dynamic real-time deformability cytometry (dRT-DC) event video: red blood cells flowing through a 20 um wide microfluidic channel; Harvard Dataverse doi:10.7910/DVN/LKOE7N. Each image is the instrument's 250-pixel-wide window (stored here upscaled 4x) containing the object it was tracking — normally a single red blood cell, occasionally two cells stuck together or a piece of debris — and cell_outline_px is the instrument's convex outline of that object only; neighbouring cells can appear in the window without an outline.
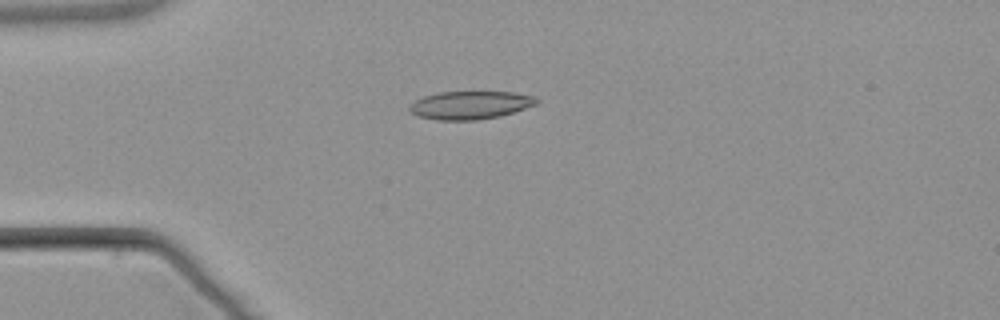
{"species": "common noctule bat (a hibernating species)", "species_latin": "Nyctalus noctula", "temperature_condition": "warm", "stored_images_in_passage": 6, "camera_frame_rate_fps": 3000, "um_per_image_px": 0.085, "animal": {"sex": "male", "body_mass_g": 21.5, "forearm_length_mm": 52.0}, "frame": {"image": 1, "passage_image": 4, "time_ms": 3.667, "image_size_px": [1000, 320], "cell_outline_px": [[540, 100], [536, 104], [500, 116], [476, 120], [436, 120], [420, 116], [408, 112], [408, 108], [416, 100], [424, 96], [440, 92], [512, 92], [536, 96]], "centroid_in_image_um": [39.97, 8.93], "position_along_channel_um": 45.0, "area_um2": 20.69}}
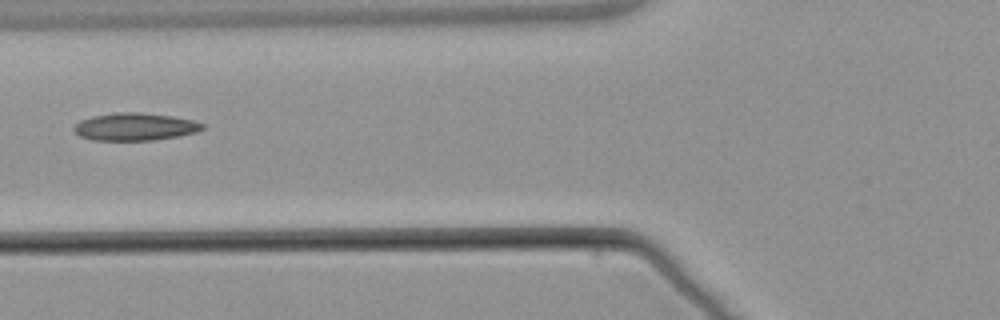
{"frame": {"image": 2, "passage_image": 6, "time_ms": 6.0, "image_size_px": [1000, 320], "cell_outline_px": [[204, 128], [196, 132], [180, 136], [152, 140], [92, 140], [80, 136], [72, 128], [80, 120], [92, 116], [116, 112], [140, 112], [172, 116], [192, 120], [204, 124]], "centroid_in_image_um": [11.46, 10.77], "position_along_channel_um": 114.3, "area_um2": 20.63}}